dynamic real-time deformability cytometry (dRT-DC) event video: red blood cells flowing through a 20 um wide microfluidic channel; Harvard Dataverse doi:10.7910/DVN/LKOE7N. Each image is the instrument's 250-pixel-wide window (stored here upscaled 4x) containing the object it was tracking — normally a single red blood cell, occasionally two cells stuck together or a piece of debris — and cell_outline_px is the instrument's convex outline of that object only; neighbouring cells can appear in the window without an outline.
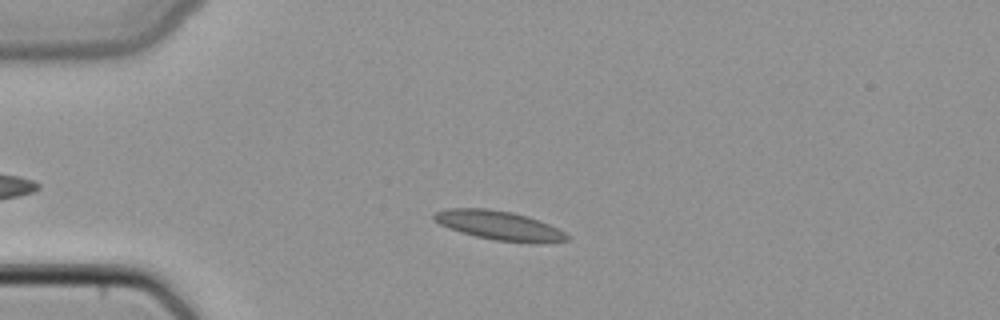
{"species": "common noctule bat (a hibernating species)", "species_latin": "Nyctalus noctula", "temperature_condition": "cold", "stored_images_in_passage": 32, "camera_frame_rate_fps": 3000, "um_per_image_px": 0.085, "animal": {"sex": "female", "body_mass_g": 22.7, "forearm_length_mm": 54.2}, "frame": {"image": 1, "passage_image": 2, "time_ms": 0.333, "image_size_px": [1000, 320], "cell_outline_px": [[572, 236], [568, 240], [536, 244], [532, 244], [496, 240], [476, 236], [460, 232], [440, 224], [432, 220], [432, 216], [436, 212], [448, 208], [484, 208], [512, 212], [528, 216], [548, 224]], "centroid_in_image_um": [42.44, 19.17], "position_along_channel_um": 42.6, "area_um2": 22.66}}
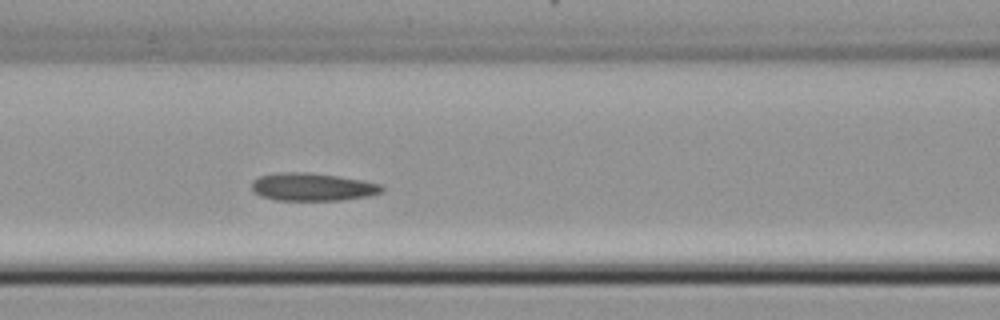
{"frame": {"image": 2, "passage_image": 11, "time_ms": 3.333, "image_size_px": [1000, 320], "cell_outline_px": [[384, 192], [368, 196], [340, 200], [276, 200], [260, 196], [252, 188], [252, 180], [260, 176], [276, 172], [308, 172], [340, 176], [364, 180], [380, 184], [384, 188]], "centroid_in_image_um": [26.58, 15.88], "position_along_channel_um": 140.0, "area_um2": 21.27}}
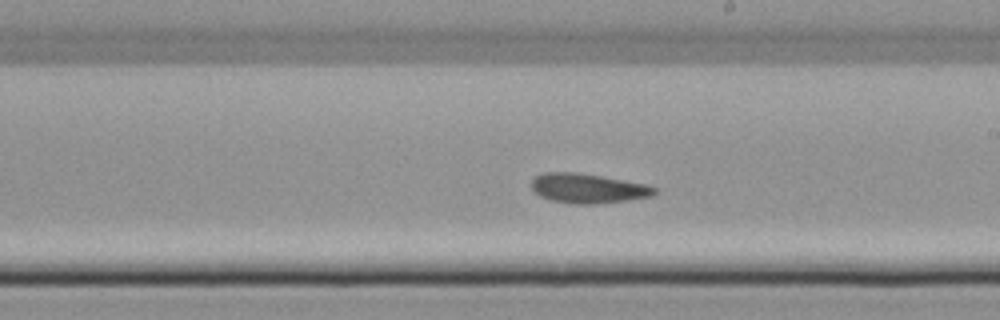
{"frame": {"image": 3, "passage_image": 18, "time_ms": 5.667, "image_size_px": [1000, 320], "cell_outline_px": [[656, 192], [652, 196], [628, 200], [596, 204], [576, 204], [552, 200], [540, 196], [532, 188], [532, 180], [536, 176], [544, 172], [580, 172], [624, 180], [644, 184], [656, 188]], "centroid_in_image_um": [49.97, 16.0], "position_along_channel_um": 239.0, "area_um2": 21.1}}